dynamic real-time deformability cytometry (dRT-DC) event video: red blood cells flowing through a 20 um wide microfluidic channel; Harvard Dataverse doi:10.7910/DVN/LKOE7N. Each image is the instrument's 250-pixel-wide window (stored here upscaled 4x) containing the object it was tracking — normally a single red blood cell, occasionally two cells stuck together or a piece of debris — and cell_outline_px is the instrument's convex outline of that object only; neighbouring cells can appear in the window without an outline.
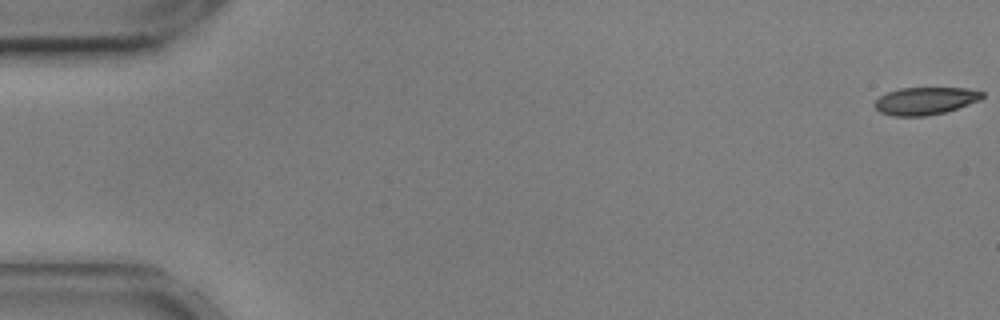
{"species": "common noctule bat (a hibernating species)", "species_latin": "Nyctalus noctula", "temperature_condition": "cold", "stored_images_in_passage": 6, "camera_frame_rate_fps": 3000, "um_per_image_px": 0.085, "animal": {"sex": "male", "body_mass_g": 17.9, "forearm_length_mm": 54.2}, "frame": {"image": 1, "passage_image": 1, "time_ms": 0.0, "image_size_px": [1000, 320], "cell_outline_px": [[984, 96], [980, 100], [944, 112], [924, 116], [892, 116], [880, 112], [872, 104], [880, 96], [888, 92], [900, 88], [968, 88], [984, 92]], "centroid_in_image_um": [78.63, 8.57], "position_along_channel_um": 6.4, "area_um2": 17.17}}